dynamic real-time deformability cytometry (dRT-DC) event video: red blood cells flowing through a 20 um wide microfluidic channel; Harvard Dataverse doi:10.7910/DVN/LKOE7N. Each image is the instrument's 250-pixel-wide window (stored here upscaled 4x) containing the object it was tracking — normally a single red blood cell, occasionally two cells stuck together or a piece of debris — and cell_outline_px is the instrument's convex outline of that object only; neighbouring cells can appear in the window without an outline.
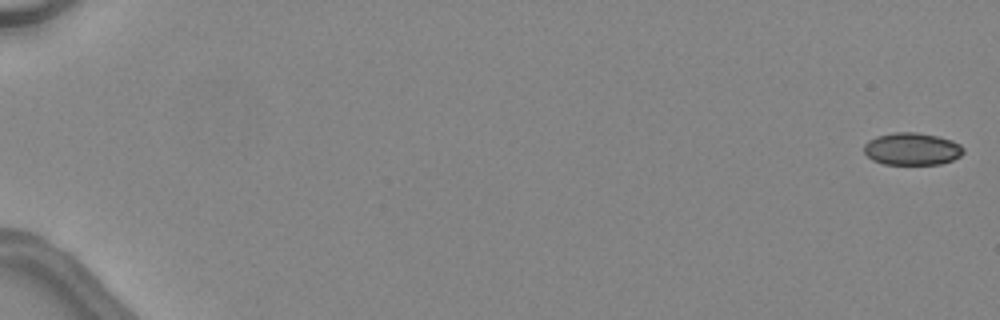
{"species": "common noctule bat (a hibernating species)", "species_latin": "Nyctalus noctula", "temperature_condition": "warm", "stored_images_in_passage": 48, "camera_frame_rate_fps": 3000, "um_per_image_px": 0.085, "animal": {"sex": "female", "body_mass_g": 24.6, "forearm_length_mm": 56.2}, "frame": {"image": 1, "passage_image": 1, "time_ms": 0.0, "image_size_px": [1000, 320], "cell_outline_px": [[964, 152], [960, 156], [952, 160], [940, 164], [884, 164], [872, 160], [864, 152], [864, 144], [868, 140], [876, 136], [892, 132], [916, 132], [936, 136], [952, 140], [960, 144], [964, 148]], "centroid_in_image_um": [77.51, 12.65], "position_along_channel_um": 7.5, "area_um2": 18.84}}
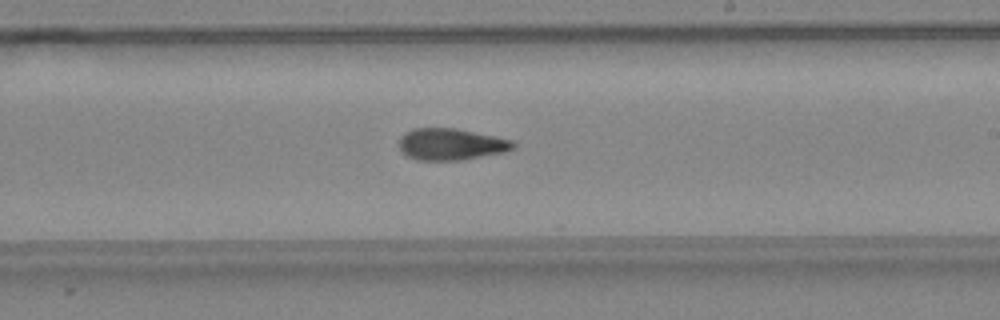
{"frame": {"image": 2, "passage_image": 31, "time_ms": 10.0, "image_size_px": [1000, 320], "cell_outline_px": [[516, 148], [504, 152], [464, 160], [416, 160], [408, 156], [400, 148], [400, 136], [404, 132], [412, 128], [456, 128], [496, 136], [512, 140], [516, 144]], "centroid_in_image_um": [38.36, 12.25], "position_along_channel_um": 250.6, "area_um2": 21.21}}
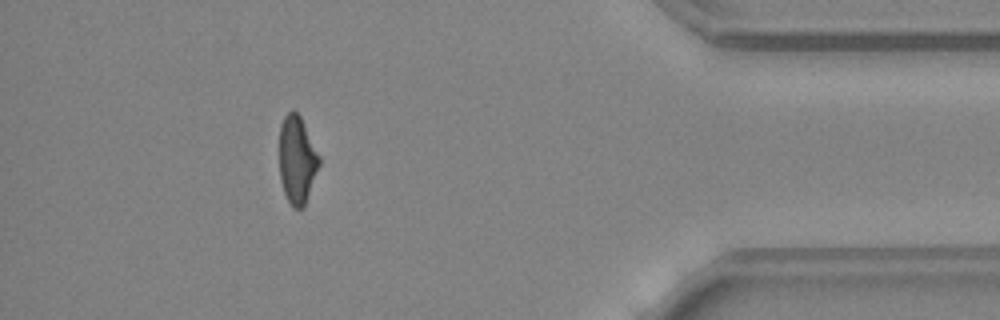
{"frame": {"image": 3, "passage_image": 44, "time_ms": 14.333, "image_size_px": [1000, 320], "cell_outline_px": [[320, 164], [304, 208], [292, 208], [284, 192], [280, 180], [280, 124], [284, 116], [292, 108], [300, 116], [320, 156]], "centroid_in_image_um": [25.25, 13.59], "position_along_channel_um": 409.9, "area_um2": 20.4}, "authors_computed_cell_mechanics": {"area_um2": 20.8658, "velocity_mm_per_s": 4.5581, "shape_relaxation_time_tau1_ms": 9.3148, "shape_relaxation_time_tau2_ms": 3.7343, "deformation_change_tau1": 0.2446, "deformation_change_tau2": 0.1207}}